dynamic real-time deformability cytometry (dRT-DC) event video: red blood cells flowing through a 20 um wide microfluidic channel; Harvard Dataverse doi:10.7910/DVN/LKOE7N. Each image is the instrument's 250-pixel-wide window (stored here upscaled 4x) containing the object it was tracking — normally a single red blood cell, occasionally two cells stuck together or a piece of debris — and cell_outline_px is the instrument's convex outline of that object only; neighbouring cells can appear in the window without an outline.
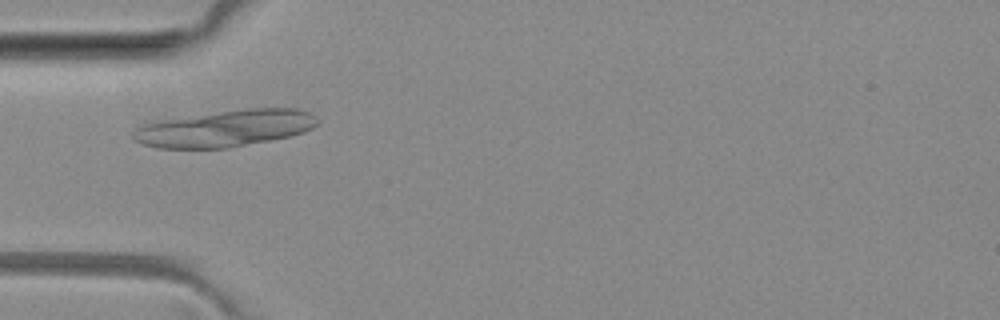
{"species": "common noctule bat (a hibernating species)", "species_latin": "Nyctalus noctula", "temperature_condition": "room temperature", "stored_images_in_passage": 1, "camera_frame_rate_fps": 3000, "um_per_image_px": 0.085, "animal": {"sex": "female", "body_mass_g": 29.2, "forearm_length_mm": 56.3}, "frame": {"image": 1, "passage_image": 1, "time_ms": 0.0, "image_size_px": [1000, 320], "cell_outline_px": [[316, 124], [312, 128], [304, 132], [292, 136], [228, 148], [156, 148], [132, 140], [132, 132], [136, 128], [144, 124], [164, 120], [220, 112], [252, 108], [296, 108], [308, 112], [316, 120]], "centroid_in_image_um": [19.13, 10.93], "position_along_channel_um": 65.9, "area_um2": 38.78}}